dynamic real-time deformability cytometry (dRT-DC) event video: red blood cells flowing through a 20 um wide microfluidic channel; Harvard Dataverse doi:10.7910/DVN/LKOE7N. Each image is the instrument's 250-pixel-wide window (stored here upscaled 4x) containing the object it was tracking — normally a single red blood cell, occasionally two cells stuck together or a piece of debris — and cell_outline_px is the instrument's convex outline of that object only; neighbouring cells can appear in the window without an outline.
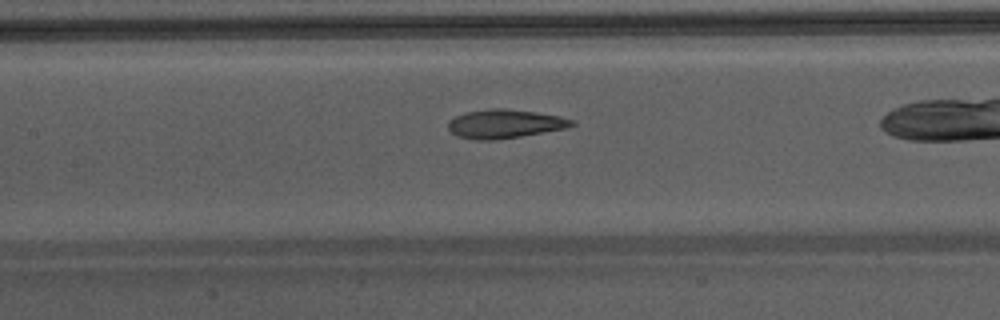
{"species": "Egyptian fruit bat (a non-hibernating species)", "species_latin": "Rousettus aegyptiacus", "temperature_condition": "warm", "stored_images_in_passage": 9, "camera_frame_rate_fps": 3000, "um_per_image_px": 0.085, "animal": {"sex": "male"}, "frame": {"image": 1, "passage_image": 7, "time_ms": 2.0, "image_size_px": [1000, 320], "cell_outline_px": [[576, 124], [568, 128], [520, 136], [492, 140], [480, 140], [456, 136], [448, 128], [448, 120], [456, 116], [468, 112], [488, 108], [504, 108], [536, 112], [560, 116], [572, 120]], "centroid_in_image_um": [42.91, 10.52], "position_along_channel_um": 164.5, "area_um2": 20.63}}